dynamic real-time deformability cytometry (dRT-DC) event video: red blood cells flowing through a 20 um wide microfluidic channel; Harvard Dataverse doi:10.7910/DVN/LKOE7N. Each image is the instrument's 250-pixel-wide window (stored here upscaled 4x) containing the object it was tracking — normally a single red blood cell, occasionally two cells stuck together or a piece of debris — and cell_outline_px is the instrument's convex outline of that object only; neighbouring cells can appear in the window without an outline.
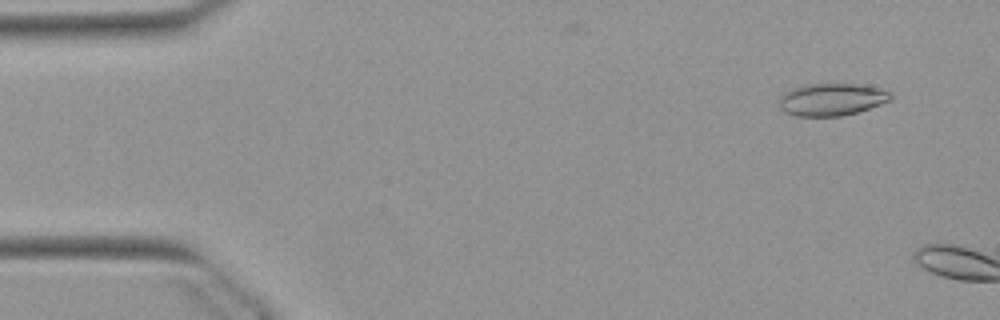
{"species": "Egyptian fruit bat (a non-hibernating species)", "species_latin": "Rousettus aegyptiacus", "temperature_condition": "warm", "stored_images_in_passage": 7, "camera_frame_rate_fps": 3000, "um_per_image_px": 0.085, "animal": {"sex": "female"}, "frame": {"image": 1, "passage_image": 4, "time_ms": 1.0, "image_size_px": [1000, 320], "cell_outline_px": [[892, 100], [856, 112], [840, 116], [796, 116], [784, 112], [780, 108], [776, 100], [784, 92], [792, 88], [804, 84], [856, 84], [880, 88], [892, 92]], "centroid_in_image_um": [70.65, 8.45], "position_along_channel_um": 14.4, "area_um2": 21.21}}